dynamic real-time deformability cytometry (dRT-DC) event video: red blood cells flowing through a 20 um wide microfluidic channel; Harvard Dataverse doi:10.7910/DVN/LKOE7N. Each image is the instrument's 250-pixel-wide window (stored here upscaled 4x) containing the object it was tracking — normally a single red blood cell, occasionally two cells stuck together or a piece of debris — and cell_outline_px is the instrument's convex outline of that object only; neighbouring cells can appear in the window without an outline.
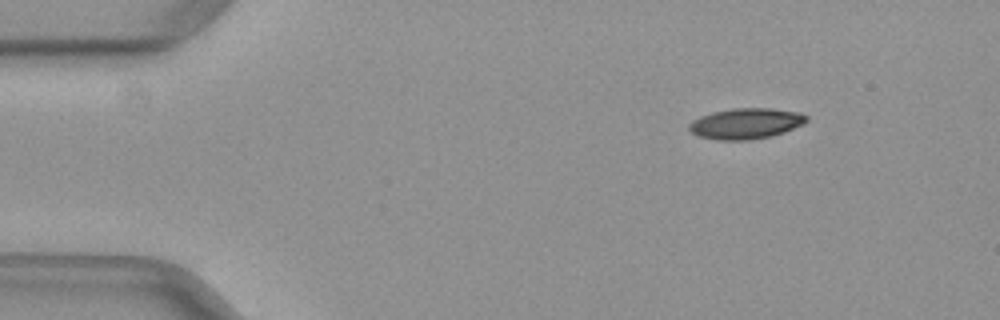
{"species": "common noctule bat (a hibernating species)", "species_latin": "Nyctalus noctula", "temperature_condition": "warm", "stored_images_in_passage": 44, "camera_frame_rate_fps": 3000, "um_per_image_px": 0.085, "animal": {"sex": "female", "body_mass_g": 29.2, "forearm_length_mm": 56.3}, "frame": {"image": 1, "passage_image": 1, "time_ms": 0.0, "image_size_px": [1000, 320], "cell_outline_px": [[808, 120], [804, 124], [784, 132], [772, 136], [752, 140], [716, 140], [696, 136], [688, 128], [688, 124], [692, 120], [700, 116], [712, 112], [732, 108], [772, 108], [800, 112], [808, 116]], "centroid_in_image_um": [63.4, 10.5], "position_along_channel_um": 21.6, "area_um2": 21.39}}
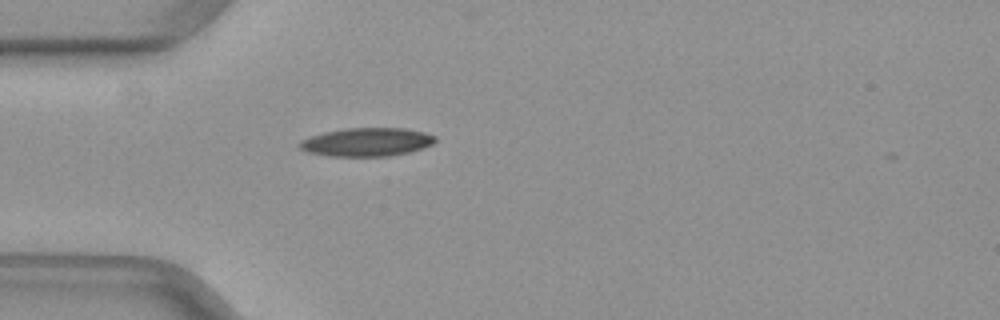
{"frame": {"image": 2, "passage_image": 9, "time_ms": 2.667, "image_size_px": [1000, 320], "cell_outline_px": [[436, 140], [432, 144], [424, 148], [408, 152], [388, 156], [328, 156], [308, 152], [300, 148], [296, 144], [300, 140], [324, 132], [344, 128], [404, 128], [424, 132], [436, 136]], "centroid_in_image_um": [31.16, 12.07], "position_along_channel_um": 53.8, "area_um2": 22.54}}